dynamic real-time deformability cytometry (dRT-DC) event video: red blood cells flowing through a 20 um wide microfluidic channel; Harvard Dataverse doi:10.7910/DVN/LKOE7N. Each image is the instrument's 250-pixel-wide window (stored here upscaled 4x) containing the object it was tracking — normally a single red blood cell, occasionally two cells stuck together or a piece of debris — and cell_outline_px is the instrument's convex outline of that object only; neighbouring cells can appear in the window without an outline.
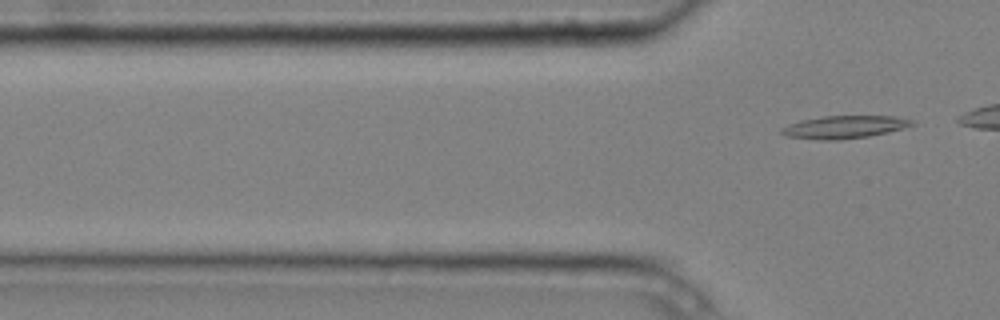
{"species": "common noctule bat (a hibernating species)", "species_latin": "Nyctalus noctula", "temperature_condition": "cold", "stored_images_in_passage": 5, "segment_of_instrument_passage": [2, 2], "camera_frame_rate_fps": 3000, "um_per_image_px": 0.085, "animal": {"sex": "male", "body_mass_g": 20.4}, "frame": {"image": 1, "passage_image": 5, "time_ms": 1.333, "image_size_px": [1000, 320], "cell_outline_px": [[916, 124], [904, 128], [888, 132], [868, 136], [840, 140], [820, 140], [788, 136], [780, 132], [780, 128], [788, 124], [800, 120], [824, 116], [892, 116], [912, 120]], "centroid_in_image_um": [71.75, 10.8], "position_along_channel_um": 54.0, "area_um2": 17.22}}